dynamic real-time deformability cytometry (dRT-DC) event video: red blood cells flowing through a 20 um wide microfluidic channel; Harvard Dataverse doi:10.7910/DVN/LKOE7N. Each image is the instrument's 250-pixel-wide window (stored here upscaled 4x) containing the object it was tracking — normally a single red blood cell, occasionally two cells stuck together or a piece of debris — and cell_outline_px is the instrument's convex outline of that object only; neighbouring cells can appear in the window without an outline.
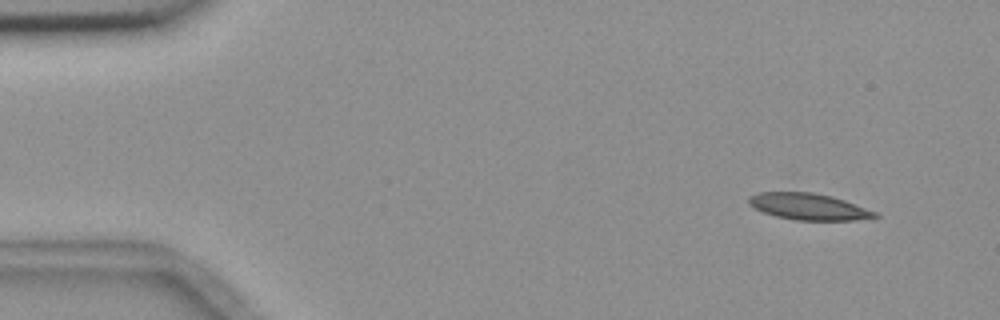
{"species": "common noctule bat (a hibernating species)", "species_latin": "Nyctalus noctula", "temperature_condition": "room temperature", "stored_images_in_passage": 5, "camera_frame_rate_fps": 3000, "um_per_image_px": 0.085, "animal": {"sex": "female", "body_mass_g": 18.4}, "frame": {"image": 1, "passage_image": 2, "time_ms": 1.0, "image_size_px": [1000, 320], "cell_outline_px": [[880, 216], [856, 220], [796, 220], [776, 216], [764, 212], [748, 204], [748, 196], [756, 192], [812, 192], [832, 196], [844, 200], [876, 212]], "centroid_in_image_um": [68.7, 17.55], "position_along_channel_um": 16.3, "area_um2": 19.36}}
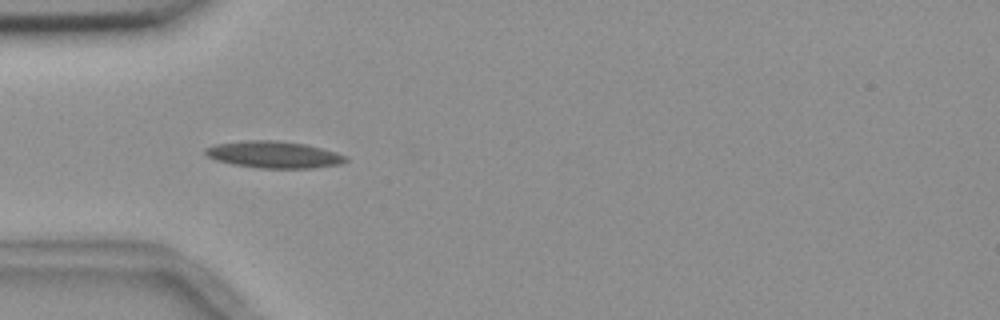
{"frame": {"image": 2, "passage_image": 5, "time_ms": 5.0, "image_size_px": [1000, 320], "cell_outline_px": [[348, 160], [340, 164], [312, 168], [260, 168], [232, 164], [216, 160], [208, 156], [204, 152], [204, 148], [216, 144], [248, 140], [276, 140], [304, 144], [336, 152], [344, 156]], "centroid_in_image_um": [23.25, 13.14], "position_along_channel_um": 61.8, "area_um2": 21.73}}